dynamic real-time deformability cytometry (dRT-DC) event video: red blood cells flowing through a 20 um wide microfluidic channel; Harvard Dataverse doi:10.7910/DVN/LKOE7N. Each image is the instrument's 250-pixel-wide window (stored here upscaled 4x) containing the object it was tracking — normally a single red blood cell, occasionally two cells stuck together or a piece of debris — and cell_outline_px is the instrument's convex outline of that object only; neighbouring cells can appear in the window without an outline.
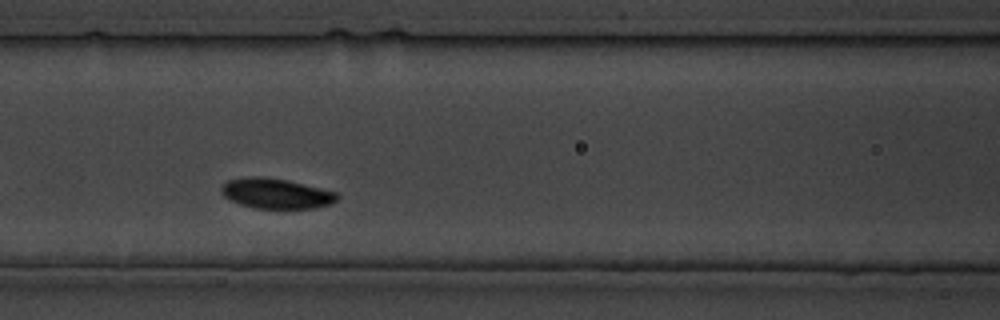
{"species": "common noctule bat (a hibernating species)", "species_latin": "Nyctalus noctula", "temperature_condition": "cold", "stored_images_in_passage": 9, "camera_frame_rate_fps": 3000, "um_per_image_px": 0.085, "animal": {"sex": "male", "body_mass_g": 19.5, "forearm_length_mm": 54.6}, "frame": {"image": 1, "passage_image": 7, "time_ms": 6.667, "image_size_px": [1000, 320], "cell_outline_px": [[340, 196], [332, 204], [316, 208], [256, 208], [240, 204], [228, 200], [220, 192], [220, 188], [228, 180], [252, 176], [264, 176], [288, 180], [336, 192]], "centroid_in_image_um": [23.46, 16.44], "position_along_channel_um": 143.1, "area_um2": 20.46}}
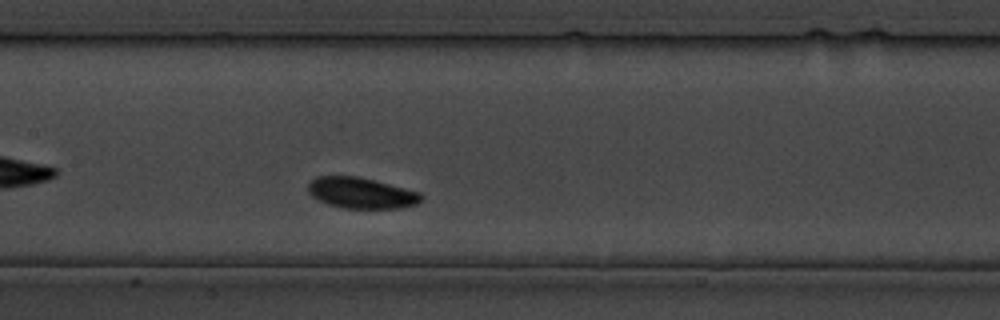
{"frame": {"image": 2, "passage_image": 9, "time_ms": 9.0, "image_size_px": [1000, 320], "cell_outline_px": [[424, 200], [416, 204], [400, 208], [340, 208], [316, 200], [308, 192], [308, 184], [316, 176], [360, 176], [420, 192], [424, 196]], "centroid_in_image_um": [30.71, 16.4], "position_along_channel_um": 176.7, "area_um2": 20.63}}